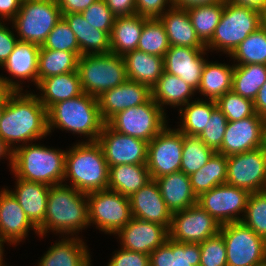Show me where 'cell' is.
<instances>
[{"mask_svg":"<svg viewBox=\"0 0 266 266\" xmlns=\"http://www.w3.org/2000/svg\"><path fill=\"white\" fill-rule=\"evenodd\" d=\"M22 92L12 91L8 95L0 119V138L13 151L49 135L47 109L38 95L28 93L29 91H25V94Z\"/></svg>","mask_w":266,"mask_h":266,"instance_id":"6da1fadb","label":"cell"},{"mask_svg":"<svg viewBox=\"0 0 266 266\" xmlns=\"http://www.w3.org/2000/svg\"><path fill=\"white\" fill-rule=\"evenodd\" d=\"M88 225L87 194L67 183L50 186L44 223L38 229L39 236L43 238L51 230L68 237H76V233L85 230Z\"/></svg>","mask_w":266,"mask_h":266,"instance_id":"7a4b0ae2","label":"cell"},{"mask_svg":"<svg viewBox=\"0 0 266 266\" xmlns=\"http://www.w3.org/2000/svg\"><path fill=\"white\" fill-rule=\"evenodd\" d=\"M65 180L85 194L108 189L109 167L101 146L82 141L69 148L65 159Z\"/></svg>","mask_w":266,"mask_h":266,"instance_id":"3957f363","label":"cell"},{"mask_svg":"<svg viewBox=\"0 0 266 266\" xmlns=\"http://www.w3.org/2000/svg\"><path fill=\"white\" fill-rule=\"evenodd\" d=\"M48 133L53 129L71 131L96 142L105 124L101 115L98 98L86 93L54 104L47 111Z\"/></svg>","mask_w":266,"mask_h":266,"instance_id":"277c9868","label":"cell"},{"mask_svg":"<svg viewBox=\"0 0 266 266\" xmlns=\"http://www.w3.org/2000/svg\"><path fill=\"white\" fill-rule=\"evenodd\" d=\"M67 151L31 142L13 151L12 174L45 185L64 183Z\"/></svg>","mask_w":266,"mask_h":266,"instance_id":"5b68a950","label":"cell"},{"mask_svg":"<svg viewBox=\"0 0 266 266\" xmlns=\"http://www.w3.org/2000/svg\"><path fill=\"white\" fill-rule=\"evenodd\" d=\"M262 23V13L257 10L224 1L223 14L206 49L230 55L237 46Z\"/></svg>","mask_w":266,"mask_h":266,"instance_id":"8992f818","label":"cell"},{"mask_svg":"<svg viewBox=\"0 0 266 266\" xmlns=\"http://www.w3.org/2000/svg\"><path fill=\"white\" fill-rule=\"evenodd\" d=\"M77 71L83 92L96 98L128 79L123 56L112 52L81 55Z\"/></svg>","mask_w":266,"mask_h":266,"instance_id":"52a82bcc","label":"cell"},{"mask_svg":"<svg viewBox=\"0 0 266 266\" xmlns=\"http://www.w3.org/2000/svg\"><path fill=\"white\" fill-rule=\"evenodd\" d=\"M61 19L57 0H22L19 12L10 22L19 41L42 46Z\"/></svg>","mask_w":266,"mask_h":266,"instance_id":"ba28073f","label":"cell"},{"mask_svg":"<svg viewBox=\"0 0 266 266\" xmlns=\"http://www.w3.org/2000/svg\"><path fill=\"white\" fill-rule=\"evenodd\" d=\"M166 114L165 110L150 98L144 104L116 113L106 124L117 132L149 143L168 125Z\"/></svg>","mask_w":266,"mask_h":266,"instance_id":"9c48e42d","label":"cell"},{"mask_svg":"<svg viewBox=\"0 0 266 266\" xmlns=\"http://www.w3.org/2000/svg\"><path fill=\"white\" fill-rule=\"evenodd\" d=\"M87 198L90 226L96 225L105 234L116 235L130 222L132 215L129 197L104 189L88 193Z\"/></svg>","mask_w":266,"mask_h":266,"instance_id":"30bf717a","label":"cell"},{"mask_svg":"<svg viewBox=\"0 0 266 266\" xmlns=\"http://www.w3.org/2000/svg\"><path fill=\"white\" fill-rule=\"evenodd\" d=\"M227 266H257L266 262V240L242 221L221 225Z\"/></svg>","mask_w":266,"mask_h":266,"instance_id":"8fae6325","label":"cell"},{"mask_svg":"<svg viewBox=\"0 0 266 266\" xmlns=\"http://www.w3.org/2000/svg\"><path fill=\"white\" fill-rule=\"evenodd\" d=\"M249 196L247 190L224 183L199 195L197 204L223 225L242 221Z\"/></svg>","mask_w":266,"mask_h":266,"instance_id":"7c38bea8","label":"cell"},{"mask_svg":"<svg viewBox=\"0 0 266 266\" xmlns=\"http://www.w3.org/2000/svg\"><path fill=\"white\" fill-rule=\"evenodd\" d=\"M225 183L250 193L264 191L266 187V146L227 156Z\"/></svg>","mask_w":266,"mask_h":266,"instance_id":"4fadbf2b","label":"cell"},{"mask_svg":"<svg viewBox=\"0 0 266 266\" xmlns=\"http://www.w3.org/2000/svg\"><path fill=\"white\" fill-rule=\"evenodd\" d=\"M183 133L166 126L148 143L147 168L155 180L180 171Z\"/></svg>","mask_w":266,"mask_h":266,"instance_id":"5bb4252c","label":"cell"},{"mask_svg":"<svg viewBox=\"0 0 266 266\" xmlns=\"http://www.w3.org/2000/svg\"><path fill=\"white\" fill-rule=\"evenodd\" d=\"M221 225L197 203L172 214L169 238L180 243H201L217 235Z\"/></svg>","mask_w":266,"mask_h":266,"instance_id":"9a60e30c","label":"cell"},{"mask_svg":"<svg viewBox=\"0 0 266 266\" xmlns=\"http://www.w3.org/2000/svg\"><path fill=\"white\" fill-rule=\"evenodd\" d=\"M108 167L120 164H147L148 142L122 134L106 123L97 139Z\"/></svg>","mask_w":266,"mask_h":266,"instance_id":"2e32d148","label":"cell"},{"mask_svg":"<svg viewBox=\"0 0 266 266\" xmlns=\"http://www.w3.org/2000/svg\"><path fill=\"white\" fill-rule=\"evenodd\" d=\"M263 146V117L255 113L242 120L228 121L221 148L217 153L231 156Z\"/></svg>","mask_w":266,"mask_h":266,"instance_id":"e0dca14e","label":"cell"},{"mask_svg":"<svg viewBox=\"0 0 266 266\" xmlns=\"http://www.w3.org/2000/svg\"><path fill=\"white\" fill-rule=\"evenodd\" d=\"M206 48L171 46L163 57L164 71L180 77L196 91L200 85Z\"/></svg>","mask_w":266,"mask_h":266,"instance_id":"ac0fdd59","label":"cell"},{"mask_svg":"<svg viewBox=\"0 0 266 266\" xmlns=\"http://www.w3.org/2000/svg\"><path fill=\"white\" fill-rule=\"evenodd\" d=\"M116 235L120 238L121 248L150 255L167 240L169 231L162 224L132 217Z\"/></svg>","mask_w":266,"mask_h":266,"instance_id":"d6986e66","label":"cell"},{"mask_svg":"<svg viewBox=\"0 0 266 266\" xmlns=\"http://www.w3.org/2000/svg\"><path fill=\"white\" fill-rule=\"evenodd\" d=\"M39 235L17 199L4 188L0 191V239L9 245H16L28 236L30 230Z\"/></svg>","mask_w":266,"mask_h":266,"instance_id":"ffe728a7","label":"cell"},{"mask_svg":"<svg viewBox=\"0 0 266 266\" xmlns=\"http://www.w3.org/2000/svg\"><path fill=\"white\" fill-rule=\"evenodd\" d=\"M39 45L29 42H21L15 45L14 50L8 56V59L1 66L12 76L3 77L5 83L12 91H22L20 85L24 80H30L38 85V61H39ZM14 79H19L14 80ZM23 79V80H22ZM20 82V84H19Z\"/></svg>","mask_w":266,"mask_h":266,"instance_id":"44dd1931","label":"cell"},{"mask_svg":"<svg viewBox=\"0 0 266 266\" xmlns=\"http://www.w3.org/2000/svg\"><path fill=\"white\" fill-rule=\"evenodd\" d=\"M131 215L134 218L162 224L168 230L171 226L172 213L161 196L155 180L134 192L130 197Z\"/></svg>","mask_w":266,"mask_h":266,"instance_id":"7402d4cb","label":"cell"},{"mask_svg":"<svg viewBox=\"0 0 266 266\" xmlns=\"http://www.w3.org/2000/svg\"><path fill=\"white\" fill-rule=\"evenodd\" d=\"M151 89L137 81L127 79L123 84L105 91L98 97L100 115L106 123L116 113L146 103Z\"/></svg>","mask_w":266,"mask_h":266,"instance_id":"603a6c76","label":"cell"},{"mask_svg":"<svg viewBox=\"0 0 266 266\" xmlns=\"http://www.w3.org/2000/svg\"><path fill=\"white\" fill-rule=\"evenodd\" d=\"M16 178L15 190H9L31 223L39 229L46 215L50 185Z\"/></svg>","mask_w":266,"mask_h":266,"instance_id":"cb8c5ba5","label":"cell"},{"mask_svg":"<svg viewBox=\"0 0 266 266\" xmlns=\"http://www.w3.org/2000/svg\"><path fill=\"white\" fill-rule=\"evenodd\" d=\"M83 239L68 236L54 243L37 266H92L89 250Z\"/></svg>","mask_w":266,"mask_h":266,"instance_id":"d4e9b609","label":"cell"},{"mask_svg":"<svg viewBox=\"0 0 266 266\" xmlns=\"http://www.w3.org/2000/svg\"><path fill=\"white\" fill-rule=\"evenodd\" d=\"M155 181L171 213L182 211L197 203V196L193 192L189 175L175 172L156 178Z\"/></svg>","mask_w":266,"mask_h":266,"instance_id":"484cf974","label":"cell"},{"mask_svg":"<svg viewBox=\"0 0 266 266\" xmlns=\"http://www.w3.org/2000/svg\"><path fill=\"white\" fill-rule=\"evenodd\" d=\"M159 19L164 24L170 46L206 48L198 38L186 8L171 6Z\"/></svg>","mask_w":266,"mask_h":266,"instance_id":"4316f807","label":"cell"},{"mask_svg":"<svg viewBox=\"0 0 266 266\" xmlns=\"http://www.w3.org/2000/svg\"><path fill=\"white\" fill-rule=\"evenodd\" d=\"M62 18L74 32L81 55L111 52L110 35L91 26L81 13L62 14Z\"/></svg>","mask_w":266,"mask_h":266,"instance_id":"83f0119b","label":"cell"},{"mask_svg":"<svg viewBox=\"0 0 266 266\" xmlns=\"http://www.w3.org/2000/svg\"><path fill=\"white\" fill-rule=\"evenodd\" d=\"M38 98L47 111L56 103L78 97L83 92L78 71L42 79Z\"/></svg>","mask_w":266,"mask_h":266,"instance_id":"f1b7e54d","label":"cell"},{"mask_svg":"<svg viewBox=\"0 0 266 266\" xmlns=\"http://www.w3.org/2000/svg\"><path fill=\"white\" fill-rule=\"evenodd\" d=\"M150 266H200L199 243H180L167 238L150 253Z\"/></svg>","mask_w":266,"mask_h":266,"instance_id":"f546056e","label":"cell"},{"mask_svg":"<svg viewBox=\"0 0 266 266\" xmlns=\"http://www.w3.org/2000/svg\"><path fill=\"white\" fill-rule=\"evenodd\" d=\"M123 58L128 79L144 84L150 89L164 71L163 57L134 50L126 53Z\"/></svg>","mask_w":266,"mask_h":266,"instance_id":"4dcf8cb0","label":"cell"},{"mask_svg":"<svg viewBox=\"0 0 266 266\" xmlns=\"http://www.w3.org/2000/svg\"><path fill=\"white\" fill-rule=\"evenodd\" d=\"M196 90L180 77L163 71L157 83L151 89V98L164 110V105L179 107L186 105Z\"/></svg>","mask_w":266,"mask_h":266,"instance_id":"1f68e13d","label":"cell"},{"mask_svg":"<svg viewBox=\"0 0 266 266\" xmlns=\"http://www.w3.org/2000/svg\"><path fill=\"white\" fill-rule=\"evenodd\" d=\"M147 19L139 14L118 16L110 35L111 52L124 56L128 52L137 50L143 25Z\"/></svg>","mask_w":266,"mask_h":266,"instance_id":"d6a6232c","label":"cell"},{"mask_svg":"<svg viewBox=\"0 0 266 266\" xmlns=\"http://www.w3.org/2000/svg\"><path fill=\"white\" fill-rule=\"evenodd\" d=\"M151 180L147 164H120L109 167L108 189L127 197Z\"/></svg>","mask_w":266,"mask_h":266,"instance_id":"836d02e7","label":"cell"},{"mask_svg":"<svg viewBox=\"0 0 266 266\" xmlns=\"http://www.w3.org/2000/svg\"><path fill=\"white\" fill-rule=\"evenodd\" d=\"M233 71L234 64L231 66L216 61L214 63L213 61H206L197 91L205 99L216 101L219 97L231 91Z\"/></svg>","mask_w":266,"mask_h":266,"instance_id":"e575fe53","label":"cell"},{"mask_svg":"<svg viewBox=\"0 0 266 266\" xmlns=\"http://www.w3.org/2000/svg\"><path fill=\"white\" fill-rule=\"evenodd\" d=\"M189 177L197 197L215 186L224 184L227 179V156L215 152L200 170Z\"/></svg>","mask_w":266,"mask_h":266,"instance_id":"d590c367","label":"cell"},{"mask_svg":"<svg viewBox=\"0 0 266 266\" xmlns=\"http://www.w3.org/2000/svg\"><path fill=\"white\" fill-rule=\"evenodd\" d=\"M184 106L179 109L181 120L177 129L187 135L199 136L210 120L212 111L217 107L216 101L201 98Z\"/></svg>","mask_w":266,"mask_h":266,"instance_id":"8d00e7d4","label":"cell"},{"mask_svg":"<svg viewBox=\"0 0 266 266\" xmlns=\"http://www.w3.org/2000/svg\"><path fill=\"white\" fill-rule=\"evenodd\" d=\"M266 82V65H234L232 91L243 98L255 100L259 89Z\"/></svg>","mask_w":266,"mask_h":266,"instance_id":"74e56055","label":"cell"},{"mask_svg":"<svg viewBox=\"0 0 266 266\" xmlns=\"http://www.w3.org/2000/svg\"><path fill=\"white\" fill-rule=\"evenodd\" d=\"M79 56L75 52L44 49L39 50L38 83L55 75L77 71Z\"/></svg>","mask_w":266,"mask_h":266,"instance_id":"f35d334b","label":"cell"},{"mask_svg":"<svg viewBox=\"0 0 266 266\" xmlns=\"http://www.w3.org/2000/svg\"><path fill=\"white\" fill-rule=\"evenodd\" d=\"M223 9L224 1L186 8L195 32L204 45L212 39Z\"/></svg>","mask_w":266,"mask_h":266,"instance_id":"ab89813d","label":"cell"},{"mask_svg":"<svg viewBox=\"0 0 266 266\" xmlns=\"http://www.w3.org/2000/svg\"><path fill=\"white\" fill-rule=\"evenodd\" d=\"M229 57L234 59V62H237L234 65H266V28L262 25L249 34Z\"/></svg>","mask_w":266,"mask_h":266,"instance_id":"60d3db41","label":"cell"},{"mask_svg":"<svg viewBox=\"0 0 266 266\" xmlns=\"http://www.w3.org/2000/svg\"><path fill=\"white\" fill-rule=\"evenodd\" d=\"M170 47L169 39L161 20L159 18H148L144 22L137 50L164 57Z\"/></svg>","mask_w":266,"mask_h":266,"instance_id":"b9f144b4","label":"cell"},{"mask_svg":"<svg viewBox=\"0 0 266 266\" xmlns=\"http://www.w3.org/2000/svg\"><path fill=\"white\" fill-rule=\"evenodd\" d=\"M215 153L199 136L183 133V149L180 171L191 175L203 167Z\"/></svg>","mask_w":266,"mask_h":266,"instance_id":"7bdbcfd3","label":"cell"},{"mask_svg":"<svg viewBox=\"0 0 266 266\" xmlns=\"http://www.w3.org/2000/svg\"><path fill=\"white\" fill-rule=\"evenodd\" d=\"M242 222L266 240V190L250 193Z\"/></svg>","mask_w":266,"mask_h":266,"instance_id":"ee69618b","label":"cell"},{"mask_svg":"<svg viewBox=\"0 0 266 266\" xmlns=\"http://www.w3.org/2000/svg\"><path fill=\"white\" fill-rule=\"evenodd\" d=\"M216 104L228 121L242 120L255 114L253 101L243 98L232 90L219 97Z\"/></svg>","mask_w":266,"mask_h":266,"instance_id":"f6af8a7d","label":"cell"},{"mask_svg":"<svg viewBox=\"0 0 266 266\" xmlns=\"http://www.w3.org/2000/svg\"><path fill=\"white\" fill-rule=\"evenodd\" d=\"M42 47L44 49L75 52L79 57L81 56L75 34L63 18L48 34Z\"/></svg>","mask_w":266,"mask_h":266,"instance_id":"bcb514c9","label":"cell"},{"mask_svg":"<svg viewBox=\"0 0 266 266\" xmlns=\"http://www.w3.org/2000/svg\"><path fill=\"white\" fill-rule=\"evenodd\" d=\"M199 245L201 249L200 266H227L226 245L220 232Z\"/></svg>","mask_w":266,"mask_h":266,"instance_id":"7dc6e473","label":"cell"},{"mask_svg":"<svg viewBox=\"0 0 266 266\" xmlns=\"http://www.w3.org/2000/svg\"><path fill=\"white\" fill-rule=\"evenodd\" d=\"M227 123L226 116L216 107L205 129L199 134L200 139L217 152L221 148Z\"/></svg>","mask_w":266,"mask_h":266,"instance_id":"c3c4849f","label":"cell"},{"mask_svg":"<svg viewBox=\"0 0 266 266\" xmlns=\"http://www.w3.org/2000/svg\"><path fill=\"white\" fill-rule=\"evenodd\" d=\"M83 18L95 29L105 31L111 35L112 27L117 18L108 8L105 0H97L86 10L81 12Z\"/></svg>","mask_w":266,"mask_h":266,"instance_id":"681fc988","label":"cell"},{"mask_svg":"<svg viewBox=\"0 0 266 266\" xmlns=\"http://www.w3.org/2000/svg\"><path fill=\"white\" fill-rule=\"evenodd\" d=\"M107 266H150V256L120 247V250L115 251Z\"/></svg>","mask_w":266,"mask_h":266,"instance_id":"f907efd6","label":"cell"},{"mask_svg":"<svg viewBox=\"0 0 266 266\" xmlns=\"http://www.w3.org/2000/svg\"><path fill=\"white\" fill-rule=\"evenodd\" d=\"M171 6L172 0H135L136 14L147 18H159Z\"/></svg>","mask_w":266,"mask_h":266,"instance_id":"816d5d0a","label":"cell"},{"mask_svg":"<svg viewBox=\"0 0 266 266\" xmlns=\"http://www.w3.org/2000/svg\"><path fill=\"white\" fill-rule=\"evenodd\" d=\"M3 22H0V66L5 63L19 41L13 31L5 26V22Z\"/></svg>","mask_w":266,"mask_h":266,"instance_id":"f5cc1de1","label":"cell"},{"mask_svg":"<svg viewBox=\"0 0 266 266\" xmlns=\"http://www.w3.org/2000/svg\"><path fill=\"white\" fill-rule=\"evenodd\" d=\"M105 2L116 17L136 14L135 0H105Z\"/></svg>","mask_w":266,"mask_h":266,"instance_id":"db71d44e","label":"cell"},{"mask_svg":"<svg viewBox=\"0 0 266 266\" xmlns=\"http://www.w3.org/2000/svg\"><path fill=\"white\" fill-rule=\"evenodd\" d=\"M97 0H57L62 14L81 13Z\"/></svg>","mask_w":266,"mask_h":266,"instance_id":"11a10c76","label":"cell"},{"mask_svg":"<svg viewBox=\"0 0 266 266\" xmlns=\"http://www.w3.org/2000/svg\"><path fill=\"white\" fill-rule=\"evenodd\" d=\"M21 3L22 0H0V22L11 21L19 12Z\"/></svg>","mask_w":266,"mask_h":266,"instance_id":"9f6ffc18","label":"cell"},{"mask_svg":"<svg viewBox=\"0 0 266 266\" xmlns=\"http://www.w3.org/2000/svg\"><path fill=\"white\" fill-rule=\"evenodd\" d=\"M255 113L259 116H266V82L265 84L259 89L258 94L253 101Z\"/></svg>","mask_w":266,"mask_h":266,"instance_id":"6f0895ef","label":"cell"},{"mask_svg":"<svg viewBox=\"0 0 266 266\" xmlns=\"http://www.w3.org/2000/svg\"><path fill=\"white\" fill-rule=\"evenodd\" d=\"M235 5L248 7L263 13L266 11V0H227Z\"/></svg>","mask_w":266,"mask_h":266,"instance_id":"680465c9","label":"cell"},{"mask_svg":"<svg viewBox=\"0 0 266 266\" xmlns=\"http://www.w3.org/2000/svg\"><path fill=\"white\" fill-rule=\"evenodd\" d=\"M225 0H172L173 6L189 8L197 5L217 3Z\"/></svg>","mask_w":266,"mask_h":266,"instance_id":"91938a15","label":"cell"},{"mask_svg":"<svg viewBox=\"0 0 266 266\" xmlns=\"http://www.w3.org/2000/svg\"><path fill=\"white\" fill-rule=\"evenodd\" d=\"M8 156V157H7ZM7 157L9 160L10 169L13 164V150L7 145V143L0 138V158Z\"/></svg>","mask_w":266,"mask_h":266,"instance_id":"94428289","label":"cell"},{"mask_svg":"<svg viewBox=\"0 0 266 266\" xmlns=\"http://www.w3.org/2000/svg\"><path fill=\"white\" fill-rule=\"evenodd\" d=\"M12 90L7 86L2 75H0V104L8 97Z\"/></svg>","mask_w":266,"mask_h":266,"instance_id":"6125c7cd","label":"cell"},{"mask_svg":"<svg viewBox=\"0 0 266 266\" xmlns=\"http://www.w3.org/2000/svg\"><path fill=\"white\" fill-rule=\"evenodd\" d=\"M263 140L266 146V116L263 117Z\"/></svg>","mask_w":266,"mask_h":266,"instance_id":"be15d7a7","label":"cell"},{"mask_svg":"<svg viewBox=\"0 0 266 266\" xmlns=\"http://www.w3.org/2000/svg\"><path fill=\"white\" fill-rule=\"evenodd\" d=\"M5 104H6V99L0 104V119L4 111Z\"/></svg>","mask_w":266,"mask_h":266,"instance_id":"e7e4bbea","label":"cell"},{"mask_svg":"<svg viewBox=\"0 0 266 266\" xmlns=\"http://www.w3.org/2000/svg\"><path fill=\"white\" fill-rule=\"evenodd\" d=\"M262 23H263V26L266 28V11L262 13Z\"/></svg>","mask_w":266,"mask_h":266,"instance_id":"03108f58","label":"cell"},{"mask_svg":"<svg viewBox=\"0 0 266 266\" xmlns=\"http://www.w3.org/2000/svg\"><path fill=\"white\" fill-rule=\"evenodd\" d=\"M4 242L0 239V254H3L4 253Z\"/></svg>","mask_w":266,"mask_h":266,"instance_id":"003e7915","label":"cell"},{"mask_svg":"<svg viewBox=\"0 0 266 266\" xmlns=\"http://www.w3.org/2000/svg\"><path fill=\"white\" fill-rule=\"evenodd\" d=\"M3 254H0V266H7V265H5V263L3 262Z\"/></svg>","mask_w":266,"mask_h":266,"instance_id":"a7ac6f4b","label":"cell"},{"mask_svg":"<svg viewBox=\"0 0 266 266\" xmlns=\"http://www.w3.org/2000/svg\"><path fill=\"white\" fill-rule=\"evenodd\" d=\"M257 266H266V262L260 264V265H257Z\"/></svg>","mask_w":266,"mask_h":266,"instance_id":"89a4df30","label":"cell"}]
</instances>
